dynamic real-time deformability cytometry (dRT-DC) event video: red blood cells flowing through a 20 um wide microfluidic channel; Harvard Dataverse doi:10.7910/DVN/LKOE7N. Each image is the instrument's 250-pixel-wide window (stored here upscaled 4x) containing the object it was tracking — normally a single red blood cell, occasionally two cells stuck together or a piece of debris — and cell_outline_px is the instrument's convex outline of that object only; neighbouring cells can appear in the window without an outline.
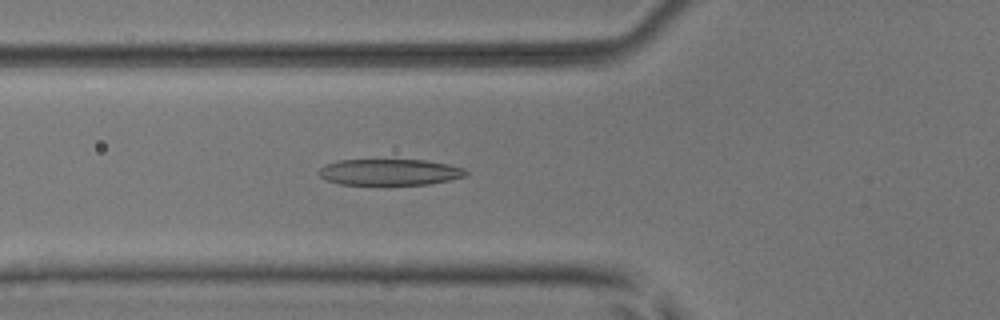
{"species": "common noctule bat (a hibernating species)", "species_latin": "Nyctalus noctula", "temperature_condition": "room temperature", "stored_images_in_passage": 52, "camera_frame_rate_fps": 3000, "um_per_image_px": 0.085, "animal": {"sex": "male", "body_mass_g": 17.9, "forearm_length_mm": 54.2}, "frame": {"image": 1, "passage_image": 19, "time_ms": 6.0, "image_size_px": [1000, 320], "cell_outline_px": [[468, 172], [464, 176], [448, 180], [428, 184], [388, 188], [340, 184], [328, 180], [320, 176], [320, 168], [324, 164], [340, 160], [424, 160], [448, 164], [464, 168]], "centroid_in_image_um": [33.1, 14.68], "position_along_channel_um": 92.7, "area_um2": 23.41}}
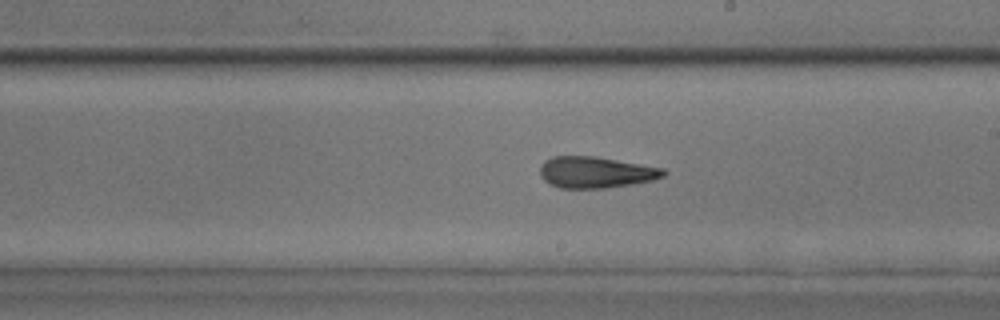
{"frame": {"image": 2, "passage_image": 30, "time_ms": 9.667, "image_size_px": [1000, 320], "cell_outline_px": [[668, 172], [664, 176], [652, 180], [632, 184], [604, 188], [560, 188], [544, 180], [540, 176], [540, 164], [544, 160], [552, 156], [596, 156], [664, 168]], "centroid_in_image_um": [50.63, 14.63], "position_along_channel_um": 238.4, "area_um2": 22.66}}
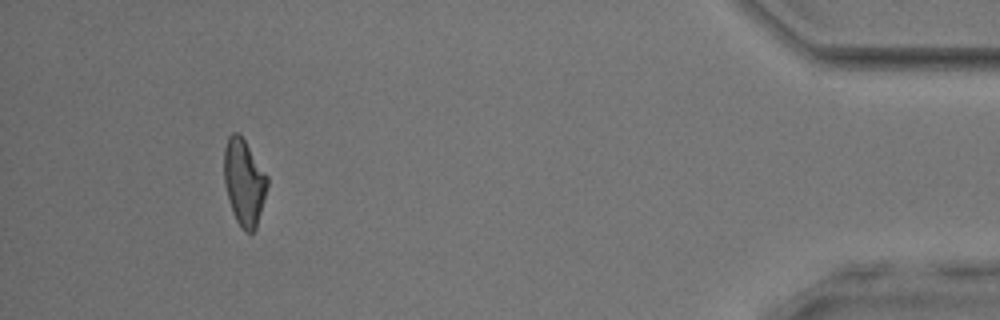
{"frame": {"image": 3, "passage_image": 48, "time_ms": 15.667, "image_size_px": [1000, 320], "cell_outline_px": [[268, 184], [256, 228], [252, 232], [244, 232], [240, 228], [232, 212], [224, 184], [224, 148], [228, 136], [232, 132], [240, 132], [268, 176]], "centroid_in_image_um": [20.73, 15.46], "position_along_channel_um": 414.5, "area_um2": 21.96}, "authors_computed_cell_mechanics": {"area_um2": 22.8021, "velocity_mm_per_s": 3.9764, "shape_relaxation_time_tau1_ms": 5.3169, "shape_relaxation_time_tau2_ms": 2.6282, "deformation_change_tau1": 0.1803, "deformation_change_tau2": 0.1173}}